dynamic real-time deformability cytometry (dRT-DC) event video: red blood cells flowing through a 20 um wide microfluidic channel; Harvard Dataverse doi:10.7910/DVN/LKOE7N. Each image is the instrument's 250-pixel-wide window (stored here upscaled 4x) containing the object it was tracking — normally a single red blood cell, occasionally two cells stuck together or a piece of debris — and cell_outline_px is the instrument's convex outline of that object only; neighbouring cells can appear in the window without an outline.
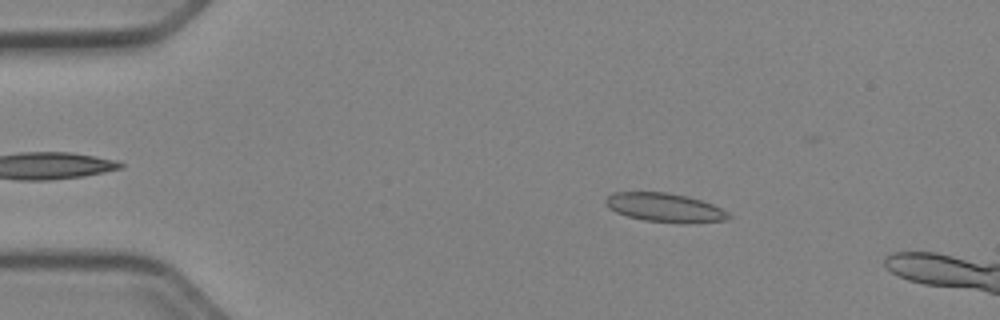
{"species": "Egyptian fruit bat (a non-hibernating species)", "species_latin": "Rousettus aegyptiacus", "temperature_condition": "cold", "stored_images_in_passage": 15, "camera_frame_rate_fps": 3000, "um_per_image_px": 0.085, "animal": {"sex": "female"}, "frame": {"image": 1, "passage_image": 9, "time_ms": 2.667, "image_size_px": [1000, 320], "cell_outline_px": [[732, 216], [728, 220], [688, 224], [644, 220], [628, 216], [616, 212], [608, 208], [604, 204], [604, 200], [612, 192], [668, 192], [688, 196], [712, 204], [728, 212]], "centroid_in_image_um": [56.52, 17.65], "position_along_channel_um": 28.5, "area_um2": 20.92}}